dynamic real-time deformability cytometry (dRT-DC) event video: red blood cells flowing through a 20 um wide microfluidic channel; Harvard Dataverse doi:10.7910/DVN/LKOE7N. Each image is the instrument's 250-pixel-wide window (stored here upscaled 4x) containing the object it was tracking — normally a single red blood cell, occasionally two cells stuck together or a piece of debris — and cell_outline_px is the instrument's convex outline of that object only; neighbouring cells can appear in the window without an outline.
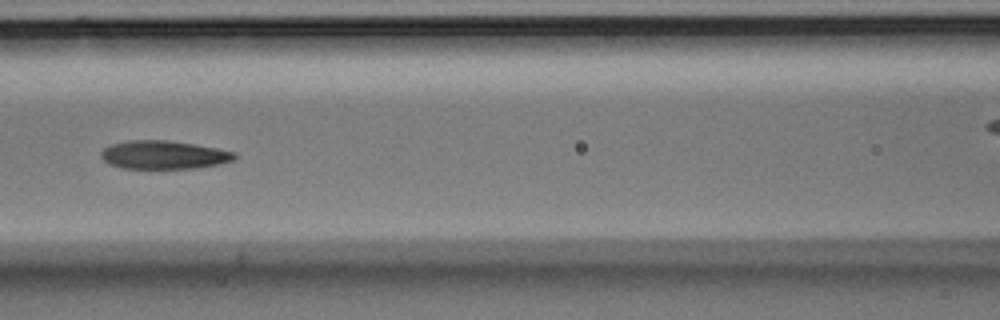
{"species": "Egyptian fruit bat (a non-hibernating species)", "species_latin": "Rousettus aegyptiacus", "temperature_condition": "room temperature", "stored_images_in_passage": 9, "segment_of_instrument_passage": [1, 2], "camera_frame_rate_fps": 3000, "um_per_image_px": 0.085, "animal": {"sex": "male"}, "frame": {"image": 1, "passage_image": 6, "time_ms": 1.667, "image_size_px": [1000, 320], "cell_outline_px": [[236, 156], [232, 160], [220, 164], [196, 168], [124, 168], [108, 164], [100, 156], [100, 152], [104, 148], [112, 144], [128, 140], [164, 140], [192, 144], [216, 148], [236, 152]], "centroid_in_image_um": [13.89, 13.16], "position_along_channel_um": 152.7, "area_um2": 21.91}}
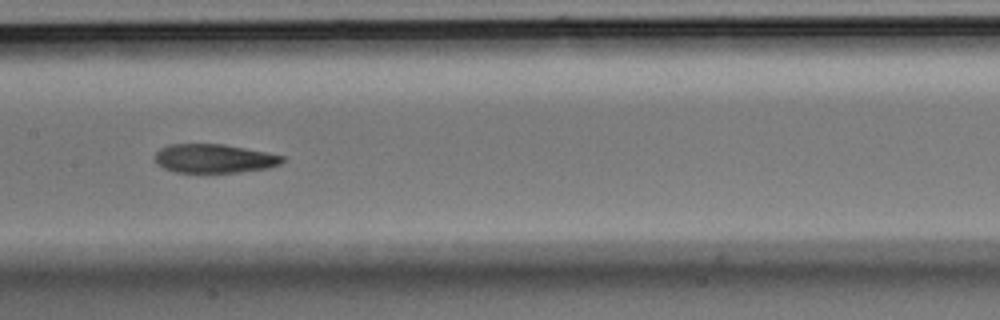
{"frame": {"image": 2, "passage_image": 7, "time_ms": 2.0, "image_size_px": [1000, 320], "cell_outline_px": [[284, 160], [280, 164], [268, 168], [240, 172], [176, 172], [164, 168], [156, 164], [156, 152], [160, 148], [168, 144], [224, 144], [284, 156]], "centroid_in_image_um": [18.18, 13.47], "position_along_channel_um": 189.2, "area_um2": 21.27}}
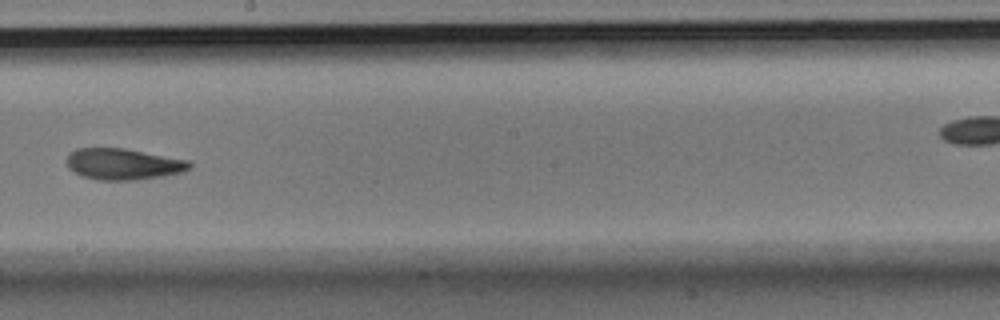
{"frame": {"image": 3, "passage_image": 8, "time_ms": 2.333, "image_size_px": [1000, 320], "cell_outline_px": [[192, 168], [184, 172], [136, 180], [100, 180], [84, 176], [68, 168], [68, 156], [76, 148], [124, 148], [192, 160]], "centroid_in_image_um": [10.56, 13.94], "position_along_channel_um": 237.6, "area_um2": 22.37}}